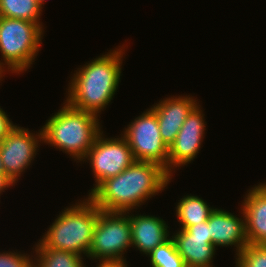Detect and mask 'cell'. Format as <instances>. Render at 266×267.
<instances>
[{"mask_svg": "<svg viewBox=\"0 0 266 267\" xmlns=\"http://www.w3.org/2000/svg\"><path fill=\"white\" fill-rule=\"evenodd\" d=\"M189 234L200 237H210L208 220L200 222L185 229Z\"/></svg>", "mask_w": 266, "mask_h": 267, "instance_id": "cell-23", "label": "cell"}, {"mask_svg": "<svg viewBox=\"0 0 266 267\" xmlns=\"http://www.w3.org/2000/svg\"><path fill=\"white\" fill-rule=\"evenodd\" d=\"M198 104L188 115L168 150L167 172L191 163L200 151L206 130L203 110ZM175 167V168H174Z\"/></svg>", "mask_w": 266, "mask_h": 267, "instance_id": "cell-10", "label": "cell"}, {"mask_svg": "<svg viewBox=\"0 0 266 267\" xmlns=\"http://www.w3.org/2000/svg\"><path fill=\"white\" fill-rule=\"evenodd\" d=\"M132 247L146 256L157 246L168 241L171 237L167 223L152 215H130Z\"/></svg>", "mask_w": 266, "mask_h": 267, "instance_id": "cell-13", "label": "cell"}, {"mask_svg": "<svg viewBox=\"0 0 266 267\" xmlns=\"http://www.w3.org/2000/svg\"><path fill=\"white\" fill-rule=\"evenodd\" d=\"M265 188H266V182L265 183H261Z\"/></svg>", "mask_w": 266, "mask_h": 267, "instance_id": "cell-29", "label": "cell"}, {"mask_svg": "<svg viewBox=\"0 0 266 267\" xmlns=\"http://www.w3.org/2000/svg\"><path fill=\"white\" fill-rule=\"evenodd\" d=\"M13 185L15 183L4 172H0V194Z\"/></svg>", "mask_w": 266, "mask_h": 267, "instance_id": "cell-24", "label": "cell"}, {"mask_svg": "<svg viewBox=\"0 0 266 267\" xmlns=\"http://www.w3.org/2000/svg\"><path fill=\"white\" fill-rule=\"evenodd\" d=\"M199 104L192 96H171L151 107L157 116L160 135L170 147L190 112Z\"/></svg>", "mask_w": 266, "mask_h": 267, "instance_id": "cell-11", "label": "cell"}, {"mask_svg": "<svg viewBox=\"0 0 266 267\" xmlns=\"http://www.w3.org/2000/svg\"><path fill=\"white\" fill-rule=\"evenodd\" d=\"M128 142L136 161L155 162L167 171L169 147L164 143L156 112L150 107L121 133Z\"/></svg>", "mask_w": 266, "mask_h": 267, "instance_id": "cell-7", "label": "cell"}, {"mask_svg": "<svg viewBox=\"0 0 266 267\" xmlns=\"http://www.w3.org/2000/svg\"><path fill=\"white\" fill-rule=\"evenodd\" d=\"M36 1L39 4L40 8L43 9L42 7L44 6L45 0H36Z\"/></svg>", "mask_w": 266, "mask_h": 267, "instance_id": "cell-26", "label": "cell"}, {"mask_svg": "<svg viewBox=\"0 0 266 267\" xmlns=\"http://www.w3.org/2000/svg\"><path fill=\"white\" fill-rule=\"evenodd\" d=\"M118 47L76 70L69 82L65 100L71 107L97 116L106 109L118 89L122 75L125 48L123 45Z\"/></svg>", "mask_w": 266, "mask_h": 267, "instance_id": "cell-2", "label": "cell"}, {"mask_svg": "<svg viewBox=\"0 0 266 267\" xmlns=\"http://www.w3.org/2000/svg\"><path fill=\"white\" fill-rule=\"evenodd\" d=\"M171 179L155 162L134 161L119 175L104 180L88 197L102 211L131 212L161 193Z\"/></svg>", "mask_w": 266, "mask_h": 267, "instance_id": "cell-1", "label": "cell"}, {"mask_svg": "<svg viewBox=\"0 0 266 267\" xmlns=\"http://www.w3.org/2000/svg\"><path fill=\"white\" fill-rule=\"evenodd\" d=\"M43 30L42 23L0 16L1 72L6 67L16 74L29 69L40 50Z\"/></svg>", "mask_w": 266, "mask_h": 267, "instance_id": "cell-5", "label": "cell"}, {"mask_svg": "<svg viewBox=\"0 0 266 267\" xmlns=\"http://www.w3.org/2000/svg\"><path fill=\"white\" fill-rule=\"evenodd\" d=\"M125 264H107V263H99L97 267H127Z\"/></svg>", "mask_w": 266, "mask_h": 267, "instance_id": "cell-25", "label": "cell"}, {"mask_svg": "<svg viewBox=\"0 0 266 267\" xmlns=\"http://www.w3.org/2000/svg\"><path fill=\"white\" fill-rule=\"evenodd\" d=\"M63 104L42 126V143L81 162L102 131L100 120L94 113L75 109L66 101Z\"/></svg>", "mask_w": 266, "mask_h": 267, "instance_id": "cell-3", "label": "cell"}, {"mask_svg": "<svg viewBox=\"0 0 266 267\" xmlns=\"http://www.w3.org/2000/svg\"><path fill=\"white\" fill-rule=\"evenodd\" d=\"M130 247L131 225L127 212H108L99 209L88 258L97 259L99 263L127 265L123 255Z\"/></svg>", "mask_w": 266, "mask_h": 267, "instance_id": "cell-6", "label": "cell"}, {"mask_svg": "<svg viewBox=\"0 0 266 267\" xmlns=\"http://www.w3.org/2000/svg\"><path fill=\"white\" fill-rule=\"evenodd\" d=\"M3 76H4V73L0 71V81H2Z\"/></svg>", "mask_w": 266, "mask_h": 267, "instance_id": "cell-28", "label": "cell"}, {"mask_svg": "<svg viewBox=\"0 0 266 267\" xmlns=\"http://www.w3.org/2000/svg\"><path fill=\"white\" fill-rule=\"evenodd\" d=\"M202 198L194 195L183 196L176 205V216L180 229L207 221L215 208L209 207Z\"/></svg>", "mask_w": 266, "mask_h": 267, "instance_id": "cell-16", "label": "cell"}, {"mask_svg": "<svg viewBox=\"0 0 266 267\" xmlns=\"http://www.w3.org/2000/svg\"><path fill=\"white\" fill-rule=\"evenodd\" d=\"M89 160L95 178V186L89 195L106 179L115 177L128 168L135 160L128 142L121 135L105 138L103 131L96 137L84 161Z\"/></svg>", "mask_w": 266, "mask_h": 267, "instance_id": "cell-8", "label": "cell"}, {"mask_svg": "<svg viewBox=\"0 0 266 267\" xmlns=\"http://www.w3.org/2000/svg\"><path fill=\"white\" fill-rule=\"evenodd\" d=\"M34 267H86L83 256L54 248H35Z\"/></svg>", "mask_w": 266, "mask_h": 267, "instance_id": "cell-17", "label": "cell"}, {"mask_svg": "<svg viewBox=\"0 0 266 267\" xmlns=\"http://www.w3.org/2000/svg\"><path fill=\"white\" fill-rule=\"evenodd\" d=\"M241 210V218L232 213L215 208L209 216L210 238L215 247L236 246V255L248 245L245 233V216Z\"/></svg>", "mask_w": 266, "mask_h": 267, "instance_id": "cell-12", "label": "cell"}, {"mask_svg": "<svg viewBox=\"0 0 266 267\" xmlns=\"http://www.w3.org/2000/svg\"><path fill=\"white\" fill-rule=\"evenodd\" d=\"M16 126L17 125L13 124L5 111L0 107V143Z\"/></svg>", "mask_w": 266, "mask_h": 267, "instance_id": "cell-22", "label": "cell"}, {"mask_svg": "<svg viewBox=\"0 0 266 267\" xmlns=\"http://www.w3.org/2000/svg\"><path fill=\"white\" fill-rule=\"evenodd\" d=\"M152 267H187L173 238L157 246L148 255Z\"/></svg>", "mask_w": 266, "mask_h": 267, "instance_id": "cell-19", "label": "cell"}, {"mask_svg": "<svg viewBox=\"0 0 266 267\" xmlns=\"http://www.w3.org/2000/svg\"><path fill=\"white\" fill-rule=\"evenodd\" d=\"M235 259L236 267H266V244H248Z\"/></svg>", "mask_w": 266, "mask_h": 267, "instance_id": "cell-20", "label": "cell"}, {"mask_svg": "<svg viewBox=\"0 0 266 267\" xmlns=\"http://www.w3.org/2000/svg\"><path fill=\"white\" fill-rule=\"evenodd\" d=\"M64 209L35 248H54L88 257L99 208L88 197Z\"/></svg>", "mask_w": 266, "mask_h": 267, "instance_id": "cell-4", "label": "cell"}, {"mask_svg": "<svg viewBox=\"0 0 266 267\" xmlns=\"http://www.w3.org/2000/svg\"><path fill=\"white\" fill-rule=\"evenodd\" d=\"M0 172H4V167L1 159V154H0Z\"/></svg>", "mask_w": 266, "mask_h": 267, "instance_id": "cell-27", "label": "cell"}, {"mask_svg": "<svg viewBox=\"0 0 266 267\" xmlns=\"http://www.w3.org/2000/svg\"><path fill=\"white\" fill-rule=\"evenodd\" d=\"M34 257L21 252H0V267H34Z\"/></svg>", "mask_w": 266, "mask_h": 267, "instance_id": "cell-21", "label": "cell"}, {"mask_svg": "<svg viewBox=\"0 0 266 267\" xmlns=\"http://www.w3.org/2000/svg\"><path fill=\"white\" fill-rule=\"evenodd\" d=\"M241 209L248 244H266V188L259 183L248 190Z\"/></svg>", "mask_w": 266, "mask_h": 267, "instance_id": "cell-14", "label": "cell"}, {"mask_svg": "<svg viewBox=\"0 0 266 267\" xmlns=\"http://www.w3.org/2000/svg\"><path fill=\"white\" fill-rule=\"evenodd\" d=\"M41 141V129L35 134L24 127L16 126L0 143L4 173L14 183L36 157Z\"/></svg>", "mask_w": 266, "mask_h": 267, "instance_id": "cell-9", "label": "cell"}, {"mask_svg": "<svg viewBox=\"0 0 266 267\" xmlns=\"http://www.w3.org/2000/svg\"><path fill=\"white\" fill-rule=\"evenodd\" d=\"M42 11L36 0H0L2 17L42 23L40 22Z\"/></svg>", "mask_w": 266, "mask_h": 267, "instance_id": "cell-18", "label": "cell"}, {"mask_svg": "<svg viewBox=\"0 0 266 267\" xmlns=\"http://www.w3.org/2000/svg\"><path fill=\"white\" fill-rule=\"evenodd\" d=\"M171 237L187 267H213V257L217 248L212 244L210 237L194 236L185 229H179Z\"/></svg>", "mask_w": 266, "mask_h": 267, "instance_id": "cell-15", "label": "cell"}]
</instances>
